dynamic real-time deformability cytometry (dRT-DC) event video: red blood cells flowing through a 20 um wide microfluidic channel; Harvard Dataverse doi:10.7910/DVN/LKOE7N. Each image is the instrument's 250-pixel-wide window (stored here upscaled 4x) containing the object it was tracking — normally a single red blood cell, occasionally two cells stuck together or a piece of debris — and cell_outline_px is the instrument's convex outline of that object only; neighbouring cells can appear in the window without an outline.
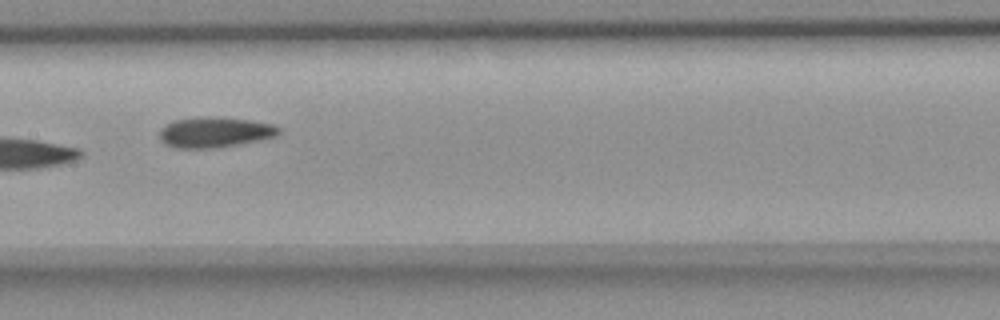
{"species": "common noctule bat (a hibernating species)", "species_latin": "Nyctalus noctula", "temperature_condition": "room temperature", "stored_images_in_passage": 4, "camera_frame_rate_fps": 3000, "um_per_image_px": 0.085, "animal": {"sex": "female", "body_mass_g": 18.4}, "frame": {"image": 1, "passage_image": 4, "time_ms": 4.0, "image_size_px": [1000, 320], "cell_outline_px": [[280, 132], [272, 136], [256, 140], [236, 144], [212, 148], [176, 148], [160, 140], [160, 128], [164, 124], [172, 120], [200, 116], [216, 116], [248, 120], [272, 124], [280, 128]], "centroid_in_image_um": [18.17, 11.21], "position_along_channel_um": 189.2, "area_um2": 20.98}}